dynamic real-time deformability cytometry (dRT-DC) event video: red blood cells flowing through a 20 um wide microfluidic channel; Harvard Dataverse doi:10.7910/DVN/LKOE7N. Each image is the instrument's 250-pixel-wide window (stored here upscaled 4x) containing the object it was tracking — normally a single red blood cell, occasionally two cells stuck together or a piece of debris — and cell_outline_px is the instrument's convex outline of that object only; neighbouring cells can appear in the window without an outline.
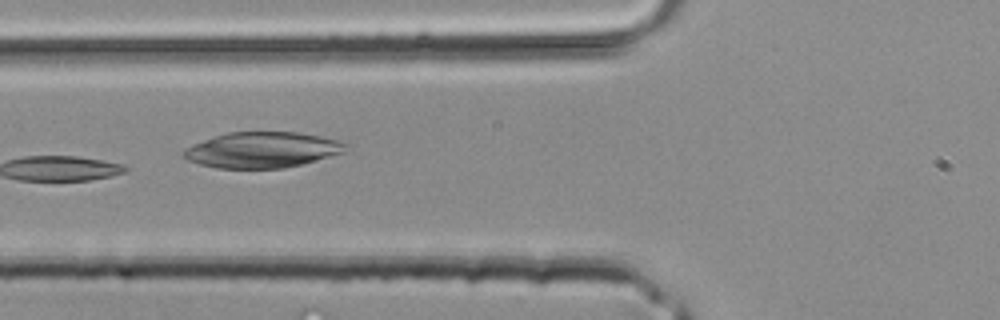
{"species": "common noctule bat (a hibernating species)", "species_latin": "Nyctalus noctula", "temperature_condition": "room temperature", "stored_images_in_passage": 4, "camera_frame_rate_fps": 3000, "um_per_image_px": 0.085, "animal": {"sex": "male", "body_mass_g": 20.4}, "frame": {"image": 1, "passage_image": 4, "time_ms": 1.0, "image_size_px": [1000, 320], "cell_outline_px": [[348, 144], [344, 152], [316, 160], [284, 168], [216, 168], [200, 164], [188, 160], [184, 156], [184, 148], [204, 140], [228, 132], [296, 132], [336, 140]], "centroid_in_image_um": [22.27, 12.74], "position_along_channel_um": 103.5, "area_um2": 33.23}}